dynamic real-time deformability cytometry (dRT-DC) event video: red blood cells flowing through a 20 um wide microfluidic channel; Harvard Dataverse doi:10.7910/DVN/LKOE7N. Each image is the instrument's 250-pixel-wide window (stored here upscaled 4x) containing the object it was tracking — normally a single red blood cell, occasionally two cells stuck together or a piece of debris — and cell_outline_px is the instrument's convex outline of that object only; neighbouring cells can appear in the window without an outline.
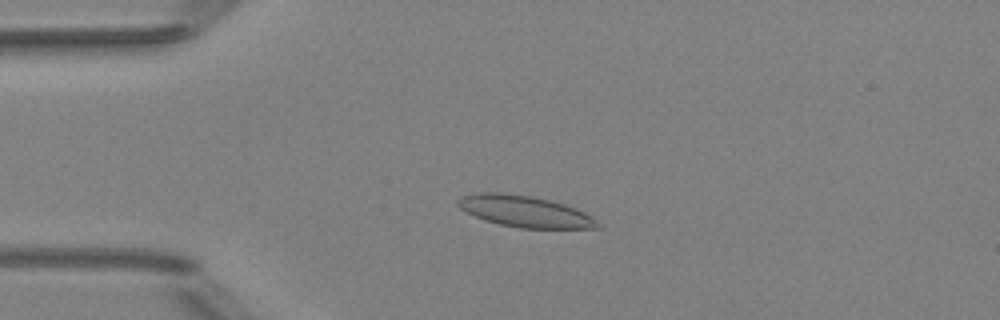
{"species": "Egyptian fruit bat (a non-hibernating species)", "species_latin": "Rousettus aegyptiacus", "temperature_condition": "room temperature", "stored_images_in_passage": 43, "camera_frame_rate_fps": 3000, "um_per_image_px": 0.085, "animal": {"sex": "female"}, "frame": {"image": 1, "passage_image": 4, "time_ms": 1.0, "image_size_px": [1000, 320], "cell_outline_px": [[600, 228], [520, 228], [500, 224], [484, 220], [460, 208], [456, 204], [456, 200], [464, 196], [480, 192], [504, 192], [532, 196], [564, 204], [576, 208], [584, 212], [596, 220], [600, 224]], "centroid_in_image_um": [44.61, 17.96], "position_along_channel_um": 40.4, "area_um2": 25.37}}
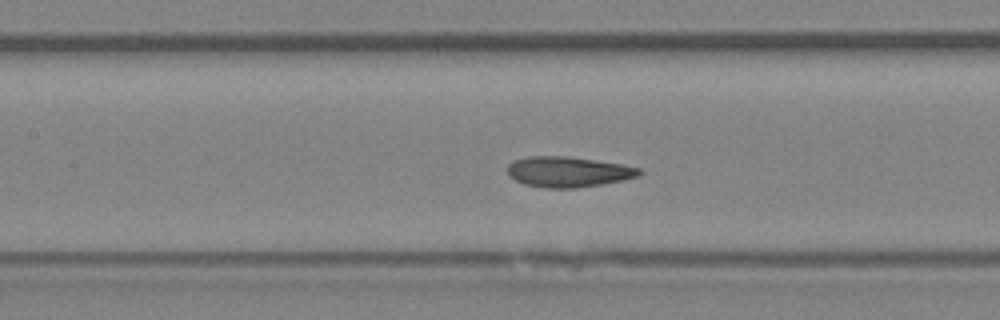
{"frame": {"image": 2, "passage_image": 15, "time_ms": 4.667, "image_size_px": [1000, 320], "cell_outline_px": [[644, 172], [640, 176], [624, 180], [604, 184], [576, 188], [544, 188], [524, 184], [508, 176], [508, 164], [512, 160], [528, 156], [568, 156], [620, 164], [640, 168]], "centroid_in_image_um": [48.3, 14.61], "position_along_channel_um": 159.1, "area_um2": 23.64}}
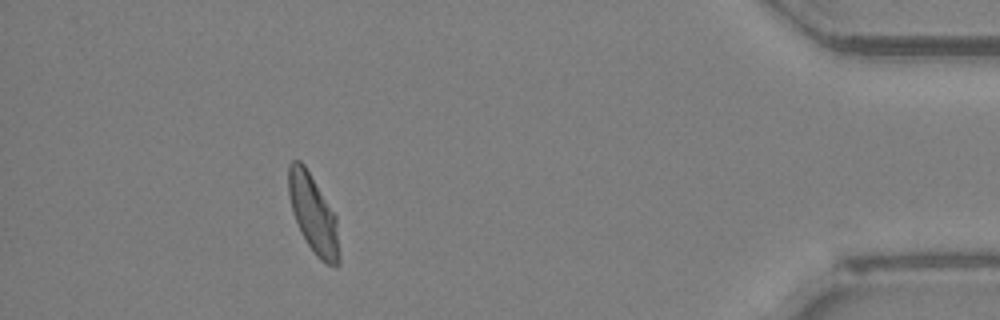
{"frame": {"image": 3, "passage_image": 38, "time_ms": 12.333, "image_size_px": [1000, 320], "cell_outline_px": [[340, 264], [328, 264], [320, 260], [316, 256], [308, 244], [296, 220], [288, 196], [288, 164], [292, 160], [300, 160], [304, 164], [336, 216], [340, 252]], "centroid_in_image_um": [26.63, 18.18], "position_along_channel_um": 408.6, "area_um2": 22.77}, "authors_computed_cell_mechanics": {"area_um2": 23.12, "velocity_mm_per_s": 3.9795, "shape_relaxation_time_tau1_ms": 6.8297, "shape_relaxation_time_tau2_ms": 1.3155, "deformation_change_tau1": 0.1599, "deformation_change_tau2": 0.0706}}